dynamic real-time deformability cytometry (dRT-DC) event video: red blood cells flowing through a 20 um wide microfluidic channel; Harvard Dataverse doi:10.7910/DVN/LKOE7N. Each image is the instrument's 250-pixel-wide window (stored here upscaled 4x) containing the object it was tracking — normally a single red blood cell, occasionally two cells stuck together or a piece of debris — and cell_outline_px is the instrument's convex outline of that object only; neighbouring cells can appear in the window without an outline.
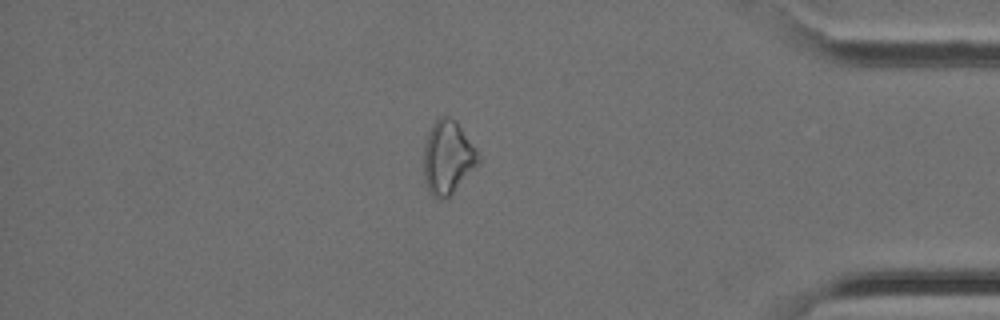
{"species": "Egyptian fruit bat (a non-hibernating species)", "species_latin": "Rousettus aegyptiacus", "temperature_condition": "cold", "stored_images_in_passage": 36, "camera_frame_rate_fps": 3000, "um_per_image_px": 0.085, "animal": {"sex": "female"}, "frame": {"image": 1, "passage_image": 31, "time_ms": 10.0, "image_size_px": [1000, 320], "cell_outline_px": [[480, 160], [452, 192], [444, 200], [440, 200], [432, 196], [424, 180], [424, 144], [428, 132], [432, 124], [440, 116], [448, 116], [460, 128], [476, 148], [480, 156]], "centroid_in_image_um": [38.02, 13.38], "position_along_channel_um": 397.2, "area_um2": 22.77}}